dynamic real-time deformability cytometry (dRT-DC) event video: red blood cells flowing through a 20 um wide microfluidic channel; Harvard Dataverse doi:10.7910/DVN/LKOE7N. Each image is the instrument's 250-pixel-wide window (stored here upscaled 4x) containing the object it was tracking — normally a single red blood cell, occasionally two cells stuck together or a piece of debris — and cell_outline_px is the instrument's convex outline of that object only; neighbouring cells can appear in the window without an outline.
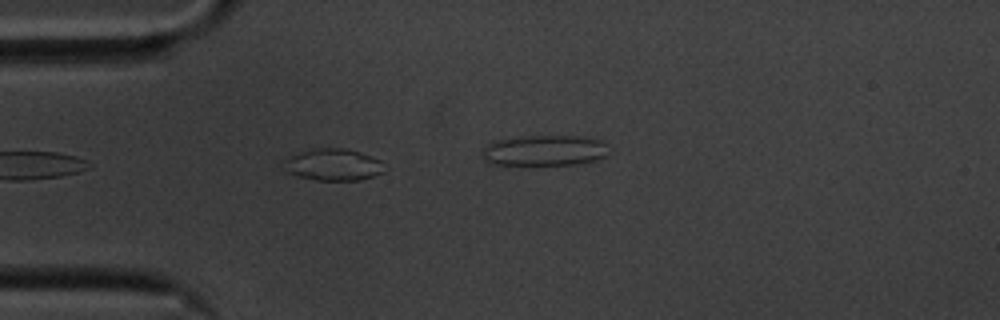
{"species": "common noctule bat (a hibernating species)", "species_latin": "Nyctalus noctula", "temperature_condition": "cold", "stored_images_in_passage": 8, "segment_of_instrument_passage": [1, 2], "camera_frame_rate_fps": 3000, "um_per_image_px": 0.085, "animal": {"sex": "male", "body_mass_g": 20.1, "forearm_length_mm": 53.5}, "frame": {"image": 1, "passage_image": 3, "time_ms": 0.667, "image_size_px": [1000, 320], "cell_outline_px": [[388, 168], [384, 172], [360, 180], [316, 180], [300, 176], [288, 172], [284, 160], [300, 152], [312, 148], [344, 148], [360, 152], [380, 160]], "centroid_in_image_um": [28.4, 13.99], "position_along_channel_um": 56.6, "area_um2": 18.5}}
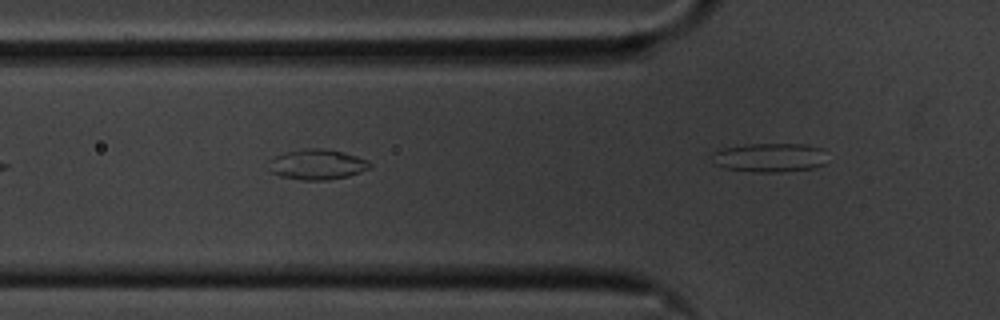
{"frame": {"image": 2, "passage_image": 7, "time_ms": 2.0, "image_size_px": [1000, 320], "cell_outline_px": [[372, 164], [368, 168], [360, 172], [348, 176], [328, 180], [300, 180], [280, 176], [272, 172], [272, 160], [276, 156], [288, 152], [304, 148], [320, 148], [340, 152], [356, 156], [368, 160]], "centroid_in_image_um": [27.0, 13.99], "position_along_channel_um": 98.8, "area_um2": 17.4}}